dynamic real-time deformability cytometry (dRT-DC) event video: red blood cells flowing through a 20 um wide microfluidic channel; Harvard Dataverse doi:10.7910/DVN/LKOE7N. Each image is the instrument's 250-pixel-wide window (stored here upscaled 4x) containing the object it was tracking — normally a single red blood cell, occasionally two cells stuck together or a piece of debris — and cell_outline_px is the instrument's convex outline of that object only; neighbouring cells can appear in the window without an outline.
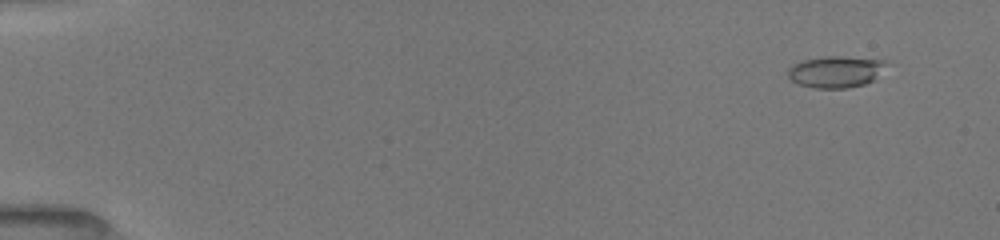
{"species": "common noctule bat (a hibernating species)", "species_latin": "Nyctalus noctula", "temperature_condition": "room temperature", "stored_images_in_passage": 52, "camera_frame_rate_fps": 3000, "um_per_image_px": 0.085, "animal": {"sex": "female", "body_mass_g": 19.5, "forearm_length_mm": 54.1}, "frame": {"image": 1, "passage_image": 4, "time_ms": 1.0, "image_size_px": [1000, 240], "cell_outline_px": [[884, 64], [872, 80], [864, 84], [848, 88], [812, 88], [796, 84], [788, 76], [788, 68], [792, 64], [800, 60], [824, 56], [840, 56], [884, 60]], "centroid_in_image_um": [70.91, 6.1], "position_along_channel_um": 14.1, "area_um2": 17.92}}
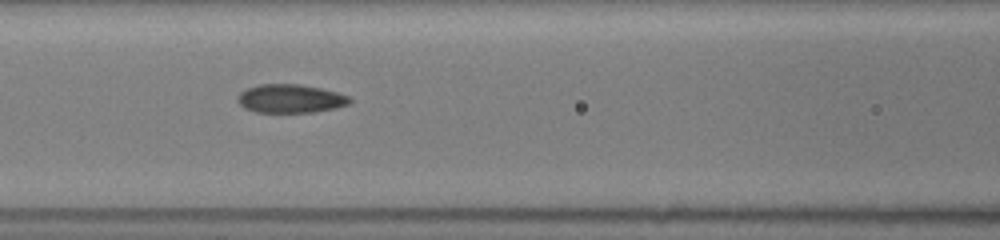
{"frame": {"image": 2, "passage_image": 24, "time_ms": 7.667, "image_size_px": [1000, 240], "cell_outline_px": [[352, 100], [348, 104], [336, 108], [316, 112], [256, 112], [244, 108], [236, 100], [236, 96], [240, 92], [248, 88], [260, 84], [300, 84], [320, 88], [336, 92], [348, 96]], "centroid_in_image_um": [24.66, 8.38], "position_along_channel_um": 141.9, "area_um2": 18.67}}
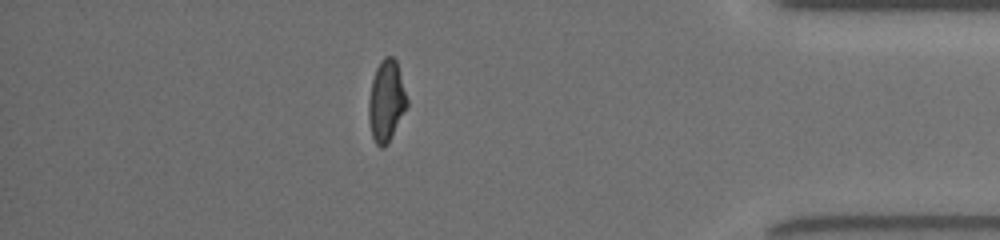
{"frame": {"image": 3, "passage_image": 46, "time_ms": 15.0, "image_size_px": [1000, 240], "cell_outline_px": [[408, 104], [388, 144], [384, 148], [380, 148], [376, 144], [372, 136], [368, 120], [368, 100], [372, 80], [376, 68], [380, 60], [384, 56], [392, 56], [396, 60], [408, 100]], "centroid_in_image_um": [32.82, 8.59], "position_along_channel_um": 402.4, "area_um2": 18.26}, "authors_computed_cell_mechanics": {"area_um2": 18.4382, "velocity_mm_per_s": 3.9971, "shape_relaxation_time_tau1_ms": 8.6379, "shape_relaxation_time_tau2_ms": 1.4296, "deformation_change_tau1": 0.2062, "deformation_change_tau2": 0.0794}}